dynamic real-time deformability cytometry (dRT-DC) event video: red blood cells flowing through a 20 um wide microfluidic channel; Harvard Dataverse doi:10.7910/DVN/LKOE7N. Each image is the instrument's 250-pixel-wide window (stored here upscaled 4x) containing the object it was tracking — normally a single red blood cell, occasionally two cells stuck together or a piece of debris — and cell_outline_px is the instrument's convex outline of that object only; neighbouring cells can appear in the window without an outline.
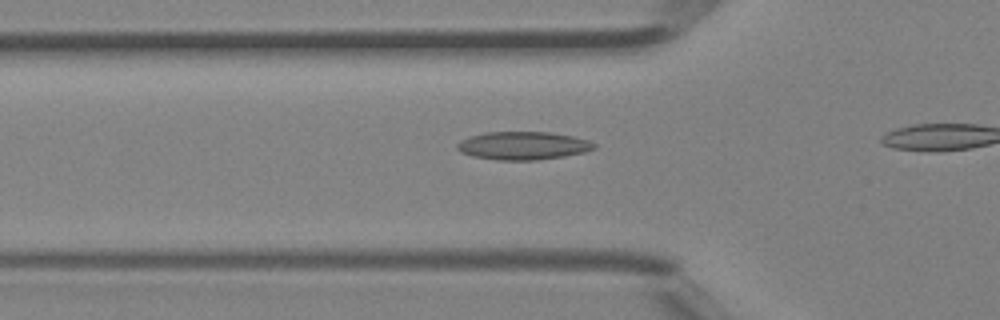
{"species": "Egyptian fruit bat (a non-hibernating species)", "species_latin": "Rousettus aegyptiacus", "temperature_condition": "room temperature", "stored_images_in_passage": 17, "camera_frame_rate_fps": 3000, "um_per_image_px": 0.085, "animal": {"sex": "female"}, "frame": {"image": 1, "passage_image": 10, "time_ms": 3.0, "image_size_px": [1000, 320], "cell_outline_px": [[596, 148], [584, 152], [564, 156], [536, 160], [496, 160], [472, 156], [460, 152], [456, 148], [456, 144], [460, 140], [468, 136], [484, 132], [552, 132], [572, 136], [588, 140], [596, 144]], "centroid_in_image_um": [44.42, 12.38], "position_along_channel_um": 81.4, "area_um2": 22.6}}
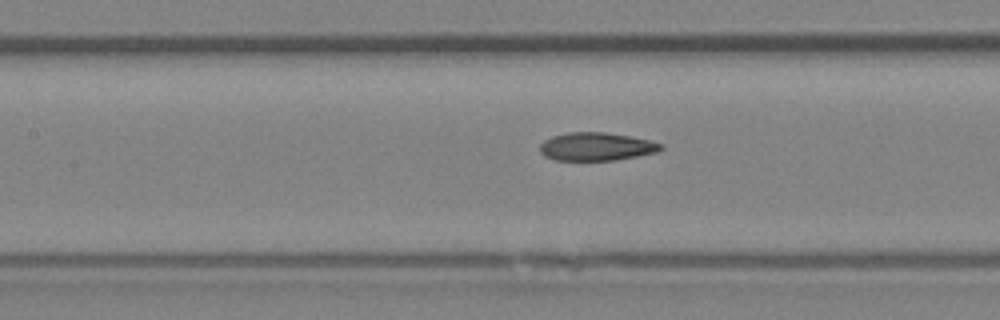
{"frame": {"image": 2, "passage_image": 15, "time_ms": 4.667, "image_size_px": [1000, 320], "cell_outline_px": [[664, 148], [660, 152], [616, 160], [552, 160], [544, 156], [540, 152], [540, 144], [544, 140], [552, 136], [568, 132], [604, 132], [628, 136], [648, 140], [664, 144]], "centroid_in_image_um": [50.7, 12.47], "position_along_channel_um": 156.7, "area_um2": 20.0}}